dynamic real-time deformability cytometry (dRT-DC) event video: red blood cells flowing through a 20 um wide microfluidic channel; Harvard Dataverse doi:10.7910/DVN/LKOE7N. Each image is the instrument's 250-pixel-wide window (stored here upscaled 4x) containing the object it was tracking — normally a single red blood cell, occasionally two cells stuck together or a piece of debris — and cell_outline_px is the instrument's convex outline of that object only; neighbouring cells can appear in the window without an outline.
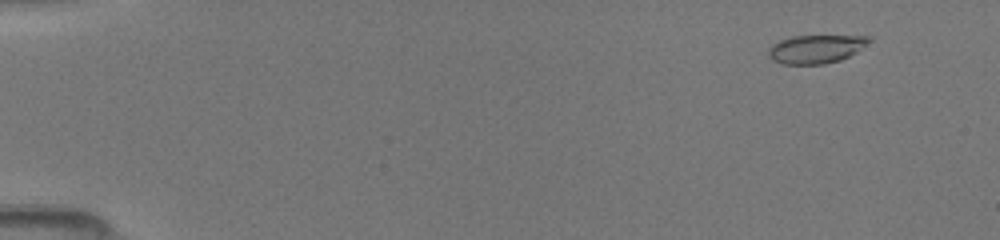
{"species": "common noctule bat (a hibernating species)", "species_latin": "Nyctalus noctula", "temperature_condition": "room temperature", "stored_images_in_passage": 70, "camera_frame_rate_fps": 3000, "um_per_image_px": 0.085, "animal": {"sex": "female", "body_mass_g": 19.5, "forearm_length_mm": 54.1}, "frame": {"image": 1, "passage_image": 5, "time_ms": 1.333, "image_size_px": [1000, 240], "cell_outline_px": [[868, 40], [860, 48], [848, 56], [840, 60], [824, 64], [784, 64], [772, 60], [768, 56], [768, 48], [772, 44], [780, 40], [792, 36], [868, 36]], "centroid_in_image_um": [69.25, 4.17], "position_along_channel_um": 15.8, "area_um2": 16.3}}
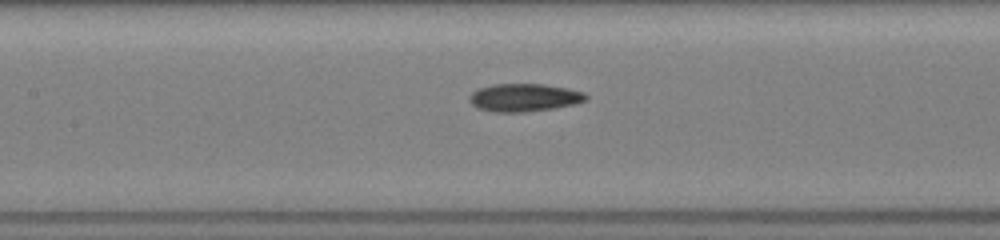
{"frame": {"image": 2, "passage_image": 27, "time_ms": 8.0, "image_size_px": [1000, 240], "cell_outline_px": [[588, 100], [576, 104], [552, 108], [524, 112], [492, 112], [476, 108], [468, 100], [468, 96], [472, 92], [480, 88], [492, 84], [544, 84], [568, 88], [584, 92], [588, 96]], "centroid_in_image_um": [44.55, 8.29], "position_along_channel_um": 162.8, "area_um2": 19.13}}
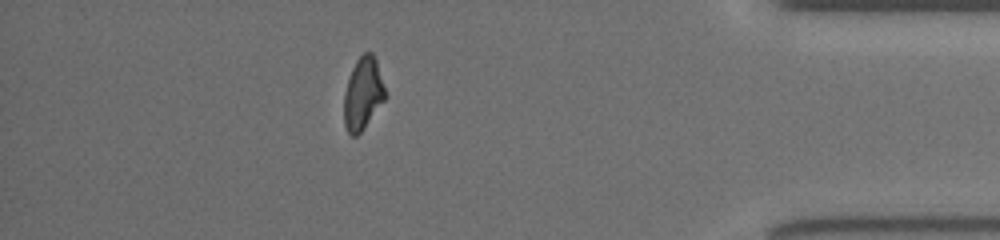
{"frame": {"image": 3, "passage_image": 65, "time_ms": 14.667, "image_size_px": [1000, 240], "cell_outline_px": [[384, 100], [360, 132], [356, 136], [352, 136], [348, 132], [344, 124], [344, 92], [352, 68], [356, 60], [364, 52], [372, 52], [376, 60], [384, 88]], "centroid_in_image_um": [30.82, 7.94], "position_along_channel_um": 404.4, "area_um2": 16.88}}